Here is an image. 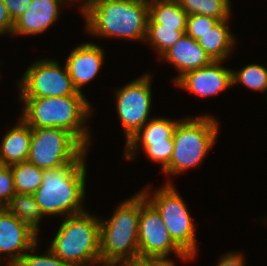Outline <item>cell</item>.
Segmentation results:
<instances>
[{
	"label": "cell",
	"mask_w": 267,
	"mask_h": 266,
	"mask_svg": "<svg viewBox=\"0 0 267 266\" xmlns=\"http://www.w3.org/2000/svg\"><path fill=\"white\" fill-rule=\"evenodd\" d=\"M185 31L163 27L161 24H148L146 41L150 42L153 49L161 57L185 34Z\"/></svg>",
	"instance_id": "obj_26"
},
{
	"label": "cell",
	"mask_w": 267,
	"mask_h": 266,
	"mask_svg": "<svg viewBox=\"0 0 267 266\" xmlns=\"http://www.w3.org/2000/svg\"><path fill=\"white\" fill-rule=\"evenodd\" d=\"M5 208L38 234L39 223L45 216L33 194L15 193Z\"/></svg>",
	"instance_id": "obj_21"
},
{
	"label": "cell",
	"mask_w": 267,
	"mask_h": 266,
	"mask_svg": "<svg viewBox=\"0 0 267 266\" xmlns=\"http://www.w3.org/2000/svg\"><path fill=\"white\" fill-rule=\"evenodd\" d=\"M180 7L189 15H205L219 20L229 19L230 0H177Z\"/></svg>",
	"instance_id": "obj_22"
},
{
	"label": "cell",
	"mask_w": 267,
	"mask_h": 266,
	"mask_svg": "<svg viewBox=\"0 0 267 266\" xmlns=\"http://www.w3.org/2000/svg\"><path fill=\"white\" fill-rule=\"evenodd\" d=\"M19 83V98L63 97L76 95L66 65L53 59L37 60L27 68Z\"/></svg>",
	"instance_id": "obj_9"
},
{
	"label": "cell",
	"mask_w": 267,
	"mask_h": 266,
	"mask_svg": "<svg viewBox=\"0 0 267 266\" xmlns=\"http://www.w3.org/2000/svg\"><path fill=\"white\" fill-rule=\"evenodd\" d=\"M165 185L149 195L150 188L146 186L141 192L160 214L171 238L185 252L197 255V240L195 224L191 218L185 201L175 189L173 183L166 181ZM149 189V190H148Z\"/></svg>",
	"instance_id": "obj_7"
},
{
	"label": "cell",
	"mask_w": 267,
	"mask_h": 266,
	"mask_svg": "<svg viewBox=\"0 0 267 266\" xmlns=\"http://www.w3.org/2000/svg\"><path fill=\"white\" fill-rule=\"evenodd\" d=\"M71 1H75V0H71ZM80 1H82V0H80ZM102 1H104V0H84L83 4L80 6L82 15H84L93 6L97 5L98 3L102 2Z\"/></svg>",
	"instance_id": "obj_34"
},
{
	"label": "cell",
	"mask_w": 267,
	"mask_h": 266,
	"mask_svg": "<svg viewBox=\"0 0 267 266\" xmlns=\"http://www.w3.org/2000/svg\"><path fill=\"white\" fill-rule=\"evenodd\" d=\"M179 121L180 120H171L165 117L152 118L128 141L173 139L174 130Z\"/></svg>",
	"instance_id": "obj_24"
},
{
	"label": "cell",
	"mask_w": 267,
	"mask_h": 266,
	"mask_svg": "<svg viewBox=\"0 0 267 266\" xmlns=\"http://www.w3.org/2000/svg\"><path fill=\"white\" fill-rule=\"evenodd\" d=\"M37 245L38 235L6 208H0V256L8 254L7 265L14 266L26 251H36Z\"/></svg>",
	"instance_id": "obj_12"
},
{
	"label": "cell",
	"mask_w": 267,
	"mask_h": 266,
	"mask_svg": "<svg viewBox=\"0 0 267 266\" xmlns=\"http://www.w3.org/2000/svg\"><path fill=\"white\" fill-rule=\"evenodd\" d=\"M239 83L254 91H267V67L255 63L238 71L232 69V86Z\"/></svg>",
	"instance_id": "obj_25"
},
{
	"label": "cell",
	"mask_w": 267,
	"mask_h": 266,
	"mask_svg": "<svg viewBox=\"0 0 267 266\" xmlns=\"http://www.w3.org/2000/svg\"><path fill=\"white\" fill-rule=\"evenodd\" d=\"M139 255L168 258L171 252L188 261L194 259L171 238L160 214L140 191V217L138 225Z\"/></svg>",
	"instance_id": "obj_10"
},
{
	"label": "cell",
	"mask_w": 267,
	"mask_h": 266,
	"mask_svg": "<svg viewBox=\"0 0 267 266\" xmlns=\"http://www.w3.org/2000/svg\"><path fill=\"white\" fill-rule=\"evenodd\" d=\"M104 62V50L101 46L86 42L72 49L66 59V67L78 92L97 76Z\"/></svg>",
	"instance_id": "obj_14"
},
{
	"label": "cell",
	"mask_w": 267,
	"mask_h": 266,
	"mask_svg": "<svg viewBox=\"0 0 267 266\" xmlns=\"http://www.w3.org/2000/svg\"><path fill=\"white\" fill-rule=\"evenodd\" d=\"M228 20H220L197 40L213 61H225L233 51L236 37L228 27Z\"/></svg>",
	"instance_id": "obj_18"
},
{
	"label": "cell",
	"mask_w": 267,
	"mask_h": 266,
	"mask_svg": "<svg viewBox=\"0 0 267 266\" xmlns=\"http://www.w3.org/2000/svg\"><path fill=\"white\" fill-rule=\"evenodd\" d=\"M160 258L150 256H133L120 261L116 266H155Z\"/></svg>",
	"instance_id": "obj_32"
},
{
	"label": "cell",
	"mask_w": 267,
	"mask_h": 266,
	"mask_svg": "<svg viewBox=\"0 0 267 266\" xmlns=\"http://www.w3.org/2000/svg\"><path fill=\"white\" fill-rule=\"evenodd\" d=\"M125 144L124 156L127 160L133 159L137 150H139L140 147H143L149 159L153 162L161 163L162 171L169 165L174 150V139L158 141H127Z\"/></svg>",
	"instance_id": "obj_20"
},
{
	"label": "cell",
	"mask_w": 267,
	"mask_h": 266,
	"mask_svg": "<svg viewBox=\"0 0 267 266\" xmlns=\"http://www.w3.org/2000/svg\"><path fill=\"white\" fill-rule=\"evenodd\" d=\"M20 116L31 128H60L72 133L87 149L91 144L85 124L92 106L81 92L63 97L19 98Z\"/></svg>",
	"instance_id": "obj_1"
},
{
	"label": "cell",
	"mask_w": 267,
	"mask_h": 266,
	"mask_svg": "<svg viewBox=\"0 0 267 266\" xmlns=\"http://www.w3.org/2000/svg\"><path fill=\"white\" fill-rule=\"evenodd\" d=\"M49 249L71 266L101 265L100 217L86 210L66 216Z\"/></svg>",
	"instance_id": "obj_4"
},
{
	"label": "cell",
	"mask_w": 267,
	"mask_h": 266,
	"mask_svg": "<svg viewBox=\"0 0 267 266\" xmlns=\"http://www.w3.org/2000/svg\"><path fill=\"white\" fill-rule=\"evenodd\" d=\"M140 192L122 201L107 220L100 219L101 265H117L139 255Z\"/></svg>",
	"instance_id": "obj_5"
},
{
	"label": "cell",
	"mask_w": 267,
	"mask_h": 266,
	"mask_svg": "<svg viewBox=\"0 0 267 266\" xmlns=\"http://www.w3.org/2000/svg\"><path fill=\"white\" fill-rule=\"evenodd\" d=\"M62 3L64 0H32L24 13L14 21L12 34L37 35L45 32L58 20Z\"/></svg>",
	"instance_id": "obj_15"
},
{
	"label": "cell",
	"mask_w": 267,
	"mask_h": 266,
	"mask_svg": "<svg viewBox=\"0 0 267 266\" xmlns=\"http://www.w3.org/2000/svg\"><path fill=\"white\" fill-rule=\"evenodd\" d=\"M14 21L3 0H0V36L3 34L12 35Z\"/></svg>",
	"instance_id": "obj_30"
},
{
	"label": "cell",
	"mask_w": 267,
	"mask_h": 266,
	"mask_svg": "<svg viewBox=\"0 0 267 266\" xmlns=\"http://www.w3.org/2000/svg\"><path fill=\"white\" fill-rule=\"evenodd\" d=\"M155 266H176V265L173 262V260L169 258H161L156 262Z\"/></svg>",
	"instance_id": "obj_35"
},
{
	"label": "cell",
	"mask_w": 267,
	"mask_h": 266,
	"mask_svg": "<svg viewBox=\"0 0 267 266\" xmlns=\"http://www.w3.org/2000/svg\"><path fill=\"white\" fill-rule=\"evenodd\" d=\"M216 266H246L242 253L227 252L223 254Z\"/></svg>",
	"instance_id": "obj_33"
},
{
	"label": "cell",
	"mask_w": 267,
	"mask_h": 266,
	"mask_svg": "<svg viewBox=\"0 0 267 266\" xmlns=\"http://www.w3.org/2000/svg\"><path fill=\"white\" fill-rule=\"evenodd\" d=\"M87 148L69 131L60 128H32L27 161L42 170L73 164Z\"/></svg>",
	"instance_id": "obj_8"
},
{
	"label": "cell",
	"mask_w": 267,
	"mask_h": 266,
	"mask_svg": "<svg viewBox=\"0 0 267 266\" xmlns=\"http://www.w3.org/2000/svg\"><path fill=\"white\" fill-rule=\"evenodd\" d=\"M223 62L212 61L202 68L190 71L175 84L201 98L217 95L232 86V70L222 66Z\"/></svg>",
	"instance_id": "obj_13"
},
{
	"label": "cell",
	"mask_w": 267,
	"mask_h": 266,
	"mask_svg": "<svg viewBox=\"0 0 267 266\" xmlns=\"http://www.w3.org/2000/svg\"><path fill=\"white\" fill-rule=\"evenodd\" d=\"M86 32L93 36L146 42L149 2L104 0L84 14Z\"/></svg>",
	"instance_id": "obj_3"
},
{
	"label": "cell",
	"mask_w": 267,
	"mask_h": 266,
	"mask_svg": "<svg viewBox=\"0 0 267 266\" xmlns=\"http://www.w3.org/2000/svg\"><path fill=\"white\" fill-rule=\"evenodd\" d=\"M219 21V19L201 14L189 15L187 17L185 34L195 40H198Z\"/></svg>",
	"instance_id": "obj_27"
},
{
	"label": "cell",
	"mask_w": 267,
	"mask_h": 266,
	"mask_svg": "<svg viewBox=\"0 0 267 266\" xmlns=\"http://www.w3.org/2000/svg\"><path fill=\"white\" fill-rule=\"evenodd\" d=\"M214 116L180 120L174 130V150L164 174L177 175L202 163L219 133V125Z\"/></svg>",
	"instance_id": "obj_6"
},
{
	"label": "cell",
	"mask_w": 267,
	"mask_h": 266,
	"mask_svg": "<svg viewBox=\"0 0 267 266\" xmlns=\"http://www.w3.org/2000/svg\"><path fill=\"white\" fill-rule=\"evenodd\" d=\"M161 59L171 63L180 73L173 80L174 84L186 73L202 68L213 61L198 41L187 34L170 47Z\"/></svg>",
	"instance_id": "obj_16"
},
{
	"label": "cell",
	"mask_w": 267,
	"mask_h": 266,
	"mask_svg": "<svg viewBox=\"0 0 267 266\" xmlns=\"http://www.w3.org/2000/svg\"><path fill=\"white\" fill-rule=\"evenodd\" d=\"M187 17L177 0L149 1L148 24H161L175 30H186Z\"/></svg>",
	"instance_id": "obj_19"
},
{
	"label": "cell",
	"mask_w": 267,
	"mask_h": 266,
	"mask_svg": "<svg viewBox=\"0 0 267 266\" xmlns=\"http://www.w3.org/2000/svg\"><path fill=\"white\" fill-rule=\"evenodd\" d=\"M73 163L44 170L42 183L33 193L44 216H69L84 212L86 192V155Z\"/></svg>",
	"instance_id": "obj_2"
},
{
	"label": "cell",
	"mask_w": 267,
	"mask_h": 266,
	"mask_svg": "<svg viewBox=\"0 0 267 266\" xmlns=\"http://www.w3.org/2000/svg\"><path fill=\"white\" fill-rule=\"evenodd\" d=\"M11 128L0 143V161L6 166L27 161L32 139V128L21 117Z\"/></svg>",
	"instance_id": "obj_17"
},
{
	"label": "cell",
	"mask_w": 267,
	"mask_h": 266,
	"mask_svg": "<svg viewBox=\"0 0 267 266\" xmlns=\"http://www.w3.org/2000/svg\"><path fill=\"white\" fill-rule=\"evenodd\" d=\"M151 78L150 74H143L115 91L117 115L124 129L126 142L150 120Z\"/></svg>",
	"instance_id": "obj_11"
},
{
	"label": "cell",
	"mask_w": 267,
	"mask_h": 266,
	"mask_svg": "<svg viewBox=\"0 0 267 266\" xmlns=\"http://www.w3.org/2000/svg\"><path fill=\"white\" fill-rule=\"evenodd\" d=\"M14 266H71L61 260L49 248L43 255L26 253Z\"/></svg>",
	"instance_id": "obj_28"
},
{
	"label": "cell",
	"mask_w": 267,
	"mask_h": 266,
	"mask_svg": "<svg viewBox=\"0 0 267 266\" xmlns=\"http://www.w3.org/2000/svg\"><path fill=\"white\" fill-rule=\"evenodd\" d=\"M16 193L33 194L41 185L44 170L24 161L11 165Z\"/></svg>",
	"instance_id": "obj_23"
},
{
	"label": "cell",
	"mask_w": 267,
	"mask_h": 266,
	"mask_svg": "<svg viewBox=\"0 0 267 266\" xmlns=\"http://www.w3.org/2000/svg\"><path fill=\"white\" fill-rule=\"evenodd\" d=\"M8 12L13 21H15L27 7L31 4L32 0H3Z\"/></svg>",
	"instance_id": "obj_31"
},
{
	"label": "cell",
	"mask_w": 267,
	"mask_h": 266,
	"mask_svg": "<svg viewBox=\"0 0 267 266\" xmlns=\"http://www.w3.org/2000/svg\"><path fill=\"white\" fill-rule=\"evenodd\" d=\"M16 193L11 166L0 167V208H5Z\"/></svg>",
	"instance_id": "obj_29"
}]
</instances>
